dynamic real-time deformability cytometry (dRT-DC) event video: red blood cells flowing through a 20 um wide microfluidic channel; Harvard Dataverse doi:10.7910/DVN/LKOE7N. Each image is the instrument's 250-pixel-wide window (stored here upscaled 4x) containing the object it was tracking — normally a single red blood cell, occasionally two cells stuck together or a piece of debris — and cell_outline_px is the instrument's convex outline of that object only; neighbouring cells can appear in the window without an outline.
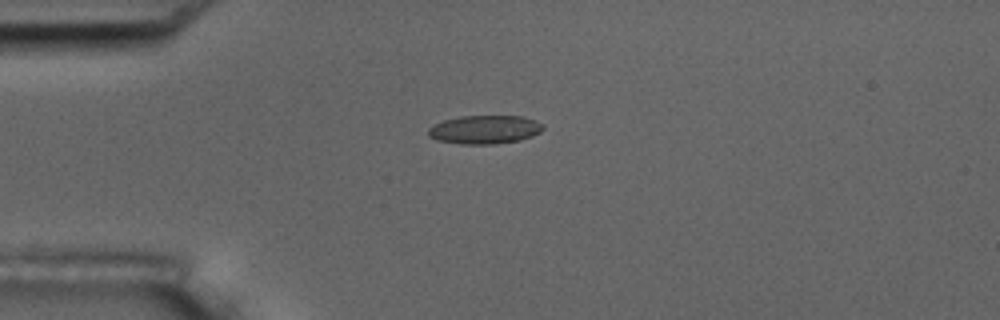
{"species": "common noctule bat (a hibernating species)", "species_latin": "Nyctalus noctula", "temperature_condition": "room temperature", "stored_images_in_passage": 10, "camera_frame_rate_fps": 3000, "um_per_image_px": 0.085, "animal": {"sex": "male", "body_mass_g": 17.5, "forearm_length_mm": 52.3}, "frame": {"image": 1, "passage_image": 4, "time_ms": 4.333, "image_size_px": [1000, 320], "cell_outline_px": [[544, 128], [540, 132], [532, 136], [520, 140], [496, 144], [460, 144], [436, 140], [428, 136], [428, 128], [444, 120], [460, 116], [524, 116], [536, 120], [544, 124]], "centroid_in_image_um": [41.22, 11.01], "position_along_channel_um": 43.8, "area_um2": 19.25}}
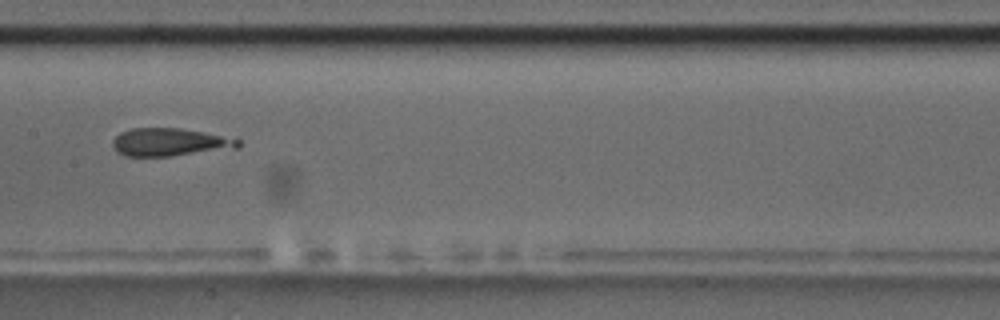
{"frame": {"image": 2, "passage_image": 8, "time_ms": 9.0, "image_size_px": [1000, 320], "cell_outline_px": [[240, 148], [168, 156], [124, 156], [112, 144], [112, 140], [120, 132], [132, 128], [180, 128], [236, 136], [240, 140]], "centroid_in_image_um": [14.55, 12.07], "position_along_channel_um": 192.8, "area_um2": 20.75}}
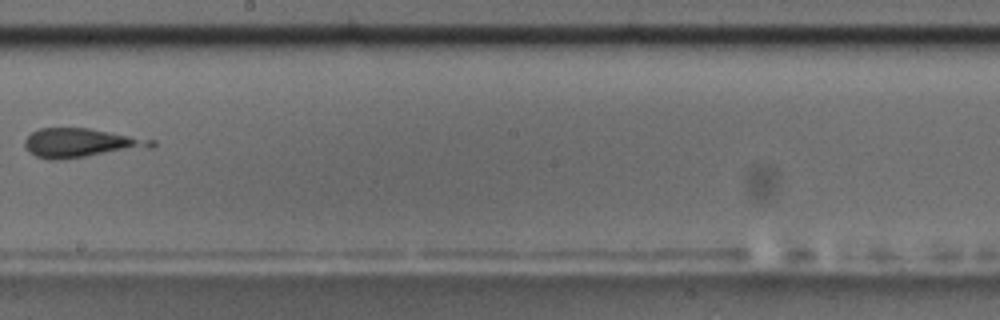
{"frame": {"image": 3, "passage_image": 9, "time_ms": 10.333, "image_size_px": [1000, 320], "cell_outline_px": [[156, 144], [152, 148], [52, 160], [36, 156], [28, 152], [24, 144], [24, 140], [32, 132], [40, 128], [88, 128], [156, 140]], "centroid_in_image_um": [6.9, 12.14], "position_along_channel_um": 241.3, "area_um2": 21.33}}